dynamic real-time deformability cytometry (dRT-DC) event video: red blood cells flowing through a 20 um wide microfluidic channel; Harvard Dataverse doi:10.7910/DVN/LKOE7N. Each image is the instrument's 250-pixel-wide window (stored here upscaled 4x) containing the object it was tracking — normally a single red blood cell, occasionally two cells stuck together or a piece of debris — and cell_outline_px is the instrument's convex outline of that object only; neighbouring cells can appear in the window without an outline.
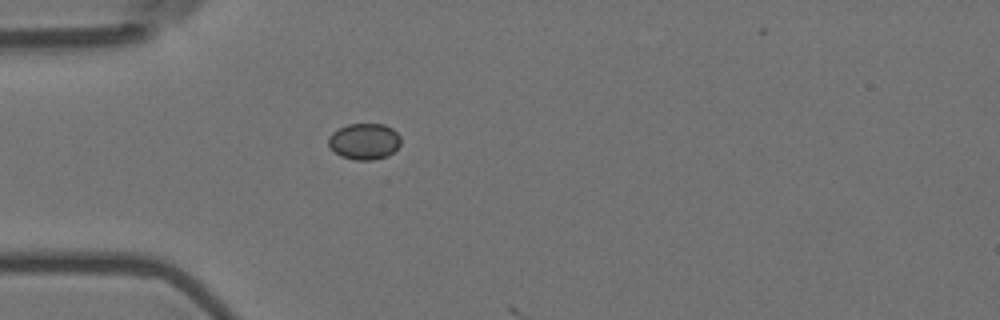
{"species": "Egyptian fruit bat (a non-hibernating species)", "species_latin": "Rousettus aegyptiacus", "temperature_condition": "room temperature", "stored_images_in_passage": 2, "camera_frame_rate_fps": 3000, "um_per_image_px": 0.085, "animal": {"sex": "female"}, "frame": {"image": 1, "passage_image": 1, "time_ms": 0.0, "image_size_px": [1000, 320], "cell_outline_px": [[400, 144], [388, 156], [372, 160], [356, 160], [340, 156], [328, 144], [328, 136], [332, 132], [348, 124], [384, 124], [392, 128], [400, 136]], "centroid_in_image_um": [30.96, 12.01], "position_along_channel_um": 54.0, "area_um2": 15.2}}